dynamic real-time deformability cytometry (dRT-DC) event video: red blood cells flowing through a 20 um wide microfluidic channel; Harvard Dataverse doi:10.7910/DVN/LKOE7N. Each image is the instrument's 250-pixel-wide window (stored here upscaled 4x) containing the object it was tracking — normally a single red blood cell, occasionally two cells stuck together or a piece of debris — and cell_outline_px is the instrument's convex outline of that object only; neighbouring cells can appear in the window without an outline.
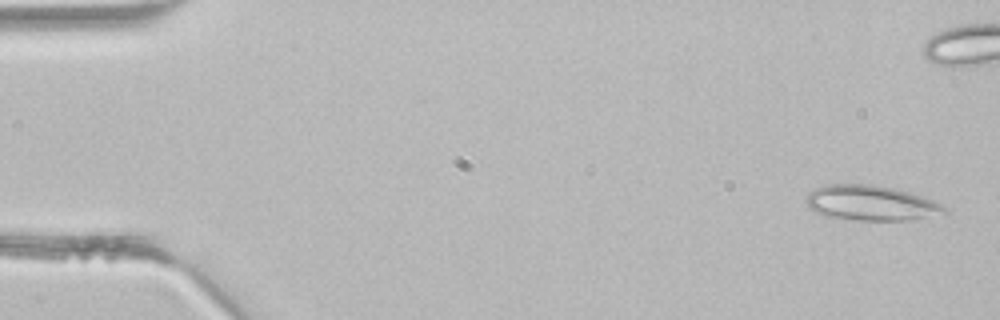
{"species": "common noctule bat (a hibernating species)", "species_latin": "Nyctalus noctula", "temperature_condition": "room temperature", "stored_images_in_passage": 3, "camera_frame_rate_fps": 3000, "um_per_image_px": 0.085, "animal": {"sex": "male", "body_mass_g": 21.5, "forearm_length_mm": 52.0}, "frame": {"image": 1, "passage_image": 1, "time_ms": 0.0, "image_size_px": [1000, 320], "cell_outline_px": [[948, 212], [908, 220], [860, 220], [828, 216], [816, 212], [808, 208], [804, 200], [808, 192], [816, 188], [828, 184], [868, 184], [892, 188], [908, 192], [932, 200], [940, 204]], "centroid_in_image_um": [73.95, 17.25], "position_along_channel_um": 11.1, "area_um2": 27.86}}